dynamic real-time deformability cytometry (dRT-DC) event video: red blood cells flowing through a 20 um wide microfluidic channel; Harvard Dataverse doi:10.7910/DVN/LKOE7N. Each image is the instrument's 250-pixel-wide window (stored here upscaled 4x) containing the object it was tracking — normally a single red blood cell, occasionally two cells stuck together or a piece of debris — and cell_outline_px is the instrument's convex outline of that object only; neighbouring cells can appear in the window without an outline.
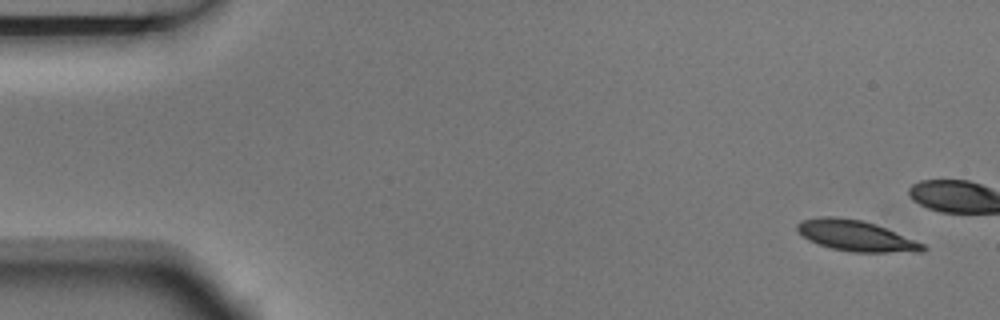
{"species": "Egyptian fruit bat (a non-hibernating species)", "species_latin": "Rousettus aegyptiacus", "temperature_condition": "room temperature", "stored_images_in_passage": 5, "camera_frame_rate_fps": 3000, "um_per_image_px": 0.085, "animal": {"sex": "male"}, "frame": {"image": 1, "passage_image": 1, "time_ms": 0.0, "image_size_px": [1000, 320], "cell_outline_px": [[928, 248], [924, 252], [852, 252], [832, 248], [808, 240], [796, 232], [796, 224], [800, 220], [820, 216], [836, 216], [864, 220], [924, 244]], "centroid_in_image_um": [72.7, 20.03], "position_along_channel_um": 12.3, "area_um2": 22.54}}